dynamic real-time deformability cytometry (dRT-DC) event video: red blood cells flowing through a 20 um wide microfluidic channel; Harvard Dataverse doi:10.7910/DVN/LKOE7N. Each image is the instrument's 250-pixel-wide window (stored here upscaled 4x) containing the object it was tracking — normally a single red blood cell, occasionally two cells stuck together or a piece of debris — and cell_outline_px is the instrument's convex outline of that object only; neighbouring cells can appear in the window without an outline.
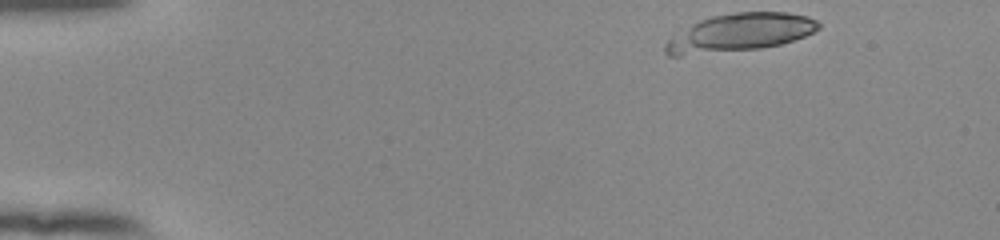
{"species": "human", "species_latin": "Homo sapiens", "temperature_condition": "room temperature", "stored_images_in_passage": 9, "camera_frame_rate_fps": 3000, "um_per_image_px": 0.085, "donor": {"sex": "female"}, "frame": {"image": 1, "passage_image": 1, "time_ms": 0.0, "image_size_px": [1000, 240], "cell_outline_px": [[820, 28], [804, 36], [780, 44], [760, 48], [680, 56], [668, 56], [664, 52], [664, 44], [672, 32], [700, 20], [712, 16], [732, 12], [788, 12], [808, 16], [816, 20], [820, 24]], "centroid_in_image_um": [62.78, 2.77], "position_along_channel_um": 22.2, "area_um2": 34.16}}